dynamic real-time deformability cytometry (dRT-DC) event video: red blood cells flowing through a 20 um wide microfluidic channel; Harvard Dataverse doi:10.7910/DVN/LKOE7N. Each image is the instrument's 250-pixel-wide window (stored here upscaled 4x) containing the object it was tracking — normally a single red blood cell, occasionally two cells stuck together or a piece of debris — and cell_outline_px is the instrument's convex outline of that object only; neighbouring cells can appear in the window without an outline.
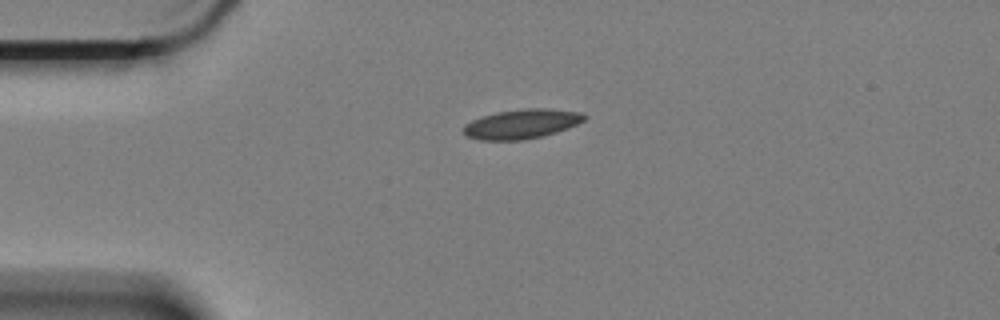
{"species": "Egyptian fruit bat (a non-hibernating species)", "species_latin": "Rousettus aegyptiacus", "temperature_condition": "cold", "stored_images_in_passage": 46, "camera_frame_rate_fps": 3000, "um_per_image_px": 0.085, "animal": {"sex": "female"}, "frame": {"image": 1, "passage_image": 1, "time_ms": 0.0, "image_size_px": [1000, 320], "cell_outline_px": [[588, 116], [584, 120], [568, 128], [544, 136], [524, 140], [480, 140], [464, 136], [464, 124], [480, 116], [496, 112], [524, 108], [544, 108], [580, 112]], "centroid_in_image_um": [44.32, 10.54], "position_along_channel_um": 40.7, "area_um2": 20.92}}
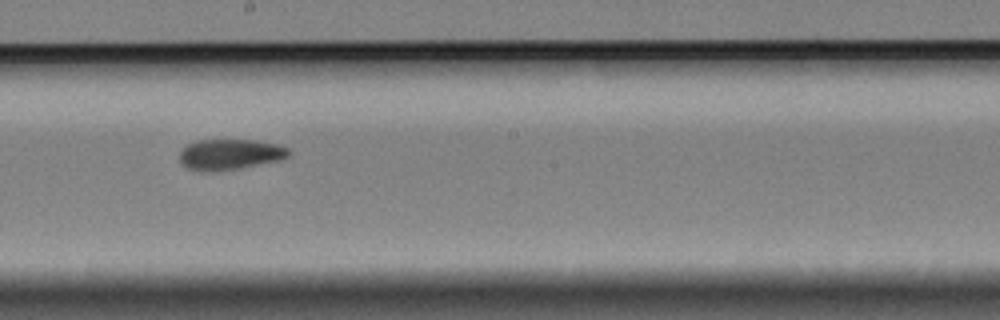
{"frame": {"image": 2, "passage_image": 20, "time_ms": 6.333, "image_size_px": [1000, 320], "cell_outline_px": [[292, 152], [288, 156], [280, 160], [240, 168], [212, 172], [188, 168], [180, 160], [180, 152], [188, 144], [196, 140], [256, 140], [276, 144], [288, 148]], "centroid_in_image_um": [19.58, 13.11], "position_along_channel_um": 228.6, "area_um2": 19.36}}
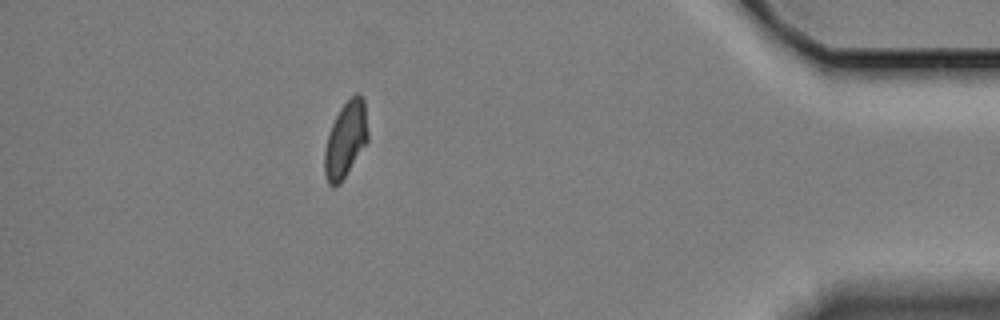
{"frame": {"image": 3, "passage_image": 40, "time_ms": 13.0, "image_size_px": [1000, 320], "cell_outline_px": [[368, 140], [340, 184], [332, 188], [328, 184], [324, 176], [324, 152], [328, 136], [332, 124], [340, 108], [356, 92], [360, 92], [364, 100], [368, 132]], "centroid_in_image_um": [29.37, 11.88], "position_along_channel_um": 405.8, "area_um2": 19.13}, "authors_computed_cell_mechanics": {"area_um2": 19.941, "velocity_mm_per_s": 3.3521, "shape_relaxation_time_tau1_ms": 7.1578, "shape_relaxation_time_tau2_ms": 2.2465, "deformation_change_tau1": 0.1307, "deformation_change_tau2": 0.0592}}